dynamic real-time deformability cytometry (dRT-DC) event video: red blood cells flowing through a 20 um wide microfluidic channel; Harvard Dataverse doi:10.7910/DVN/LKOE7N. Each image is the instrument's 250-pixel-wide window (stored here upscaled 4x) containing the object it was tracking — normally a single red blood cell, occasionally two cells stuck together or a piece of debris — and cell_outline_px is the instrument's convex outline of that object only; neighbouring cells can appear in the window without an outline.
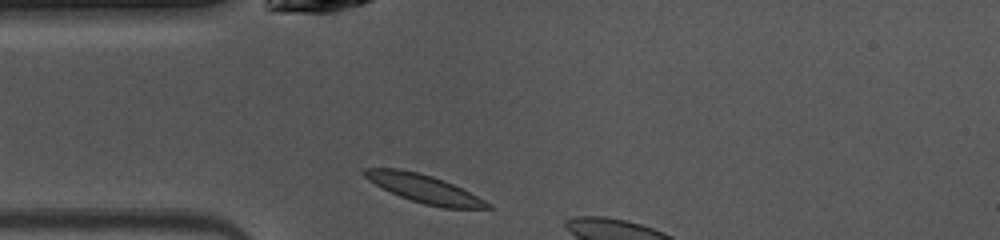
{"species": "common noctule bat (a hibernating species)", "species_latin": "Nyctalus noctula", "temperature_condition": "warm", "stored_images_in_passage": 4, "camera_frame_rate_fps": 3000, "um_per_image_px": 0.085, "animal": {"sex": "female", "body_mass_g": 10.0, "forearm_length_mm": 53.1}, "frame": {"image": 1, "passage_image": 1, "time_ms": 0.0, "image_size_px": [1000, 240], "cell_outline_px": [[492, 208], [444, 208], [424, 204], [400, 196], [368, 180], [360, 172], [364, 168], [400, 168], [432, 176], [444, 180], [492, 204]], "centroid_in_image_um": [36.01, 16.02], "position_along_channel_um": 49.0, "area_um2": 19.83}}